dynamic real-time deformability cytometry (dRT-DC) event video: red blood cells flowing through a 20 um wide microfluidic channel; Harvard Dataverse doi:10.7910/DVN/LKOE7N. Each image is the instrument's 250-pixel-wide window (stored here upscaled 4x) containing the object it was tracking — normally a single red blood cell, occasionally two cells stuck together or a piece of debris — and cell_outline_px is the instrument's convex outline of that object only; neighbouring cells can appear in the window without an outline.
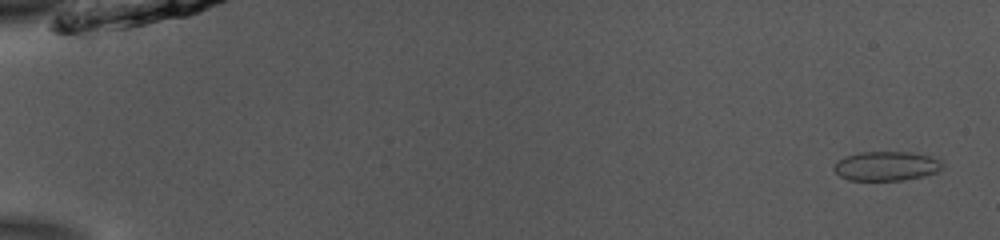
{"species": "common noctule bat (a hibernating species)", "species_latin": "Nyctalus noctula", "temperature_condition": "room temperature", "stored_images_in_passage": 53, "camera_frame_rate_fps": 3000, "um_per_image_px": 0.085, "animal": {"sex": "male", "body_mass_g": 13.0, "forearm_length_mm": 53.1}, "frame": {"image": 1, "passage_image": 2, "time_ms": 0.333, "image_size_px": [1000, 240], "cell_outline_px": [[944, 168], [936, 172], [924, 176], [904, 180], [848, 180], [840, 176], [832, 168], [836, 160], [860, 152], [912, 152], [944, 160]], "centroid_in_image_um": [75.37, 14.11], "position_along_channel_um": 9.6, "area_um2": 18.73}}
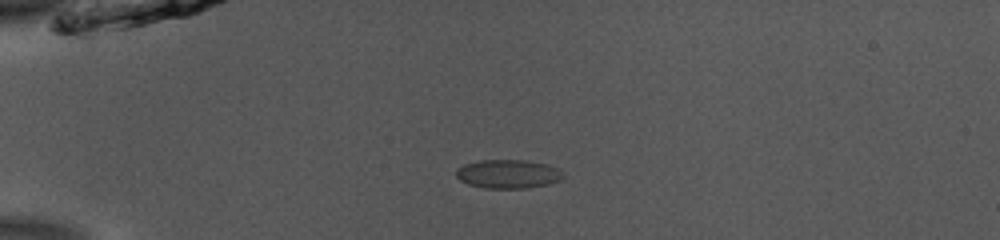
{"frame": {"image": 2, "passage_image": 14, "time_ms": 4.333, "image_size_px": [1000, 240], "cell_outline_px": [[564, 176], [560, 180], [548, 184], [528, 188], [484, 188], [468, 184], [460, 180], [456, 176], [456, 168], [464, 164], [476, 160], [524, 160], [548, 164], [564, 172]], "centroid_in_image_um": [43.18, 14.78], "position_along_channel_um": 41.8, "area_um2": 18.09}}
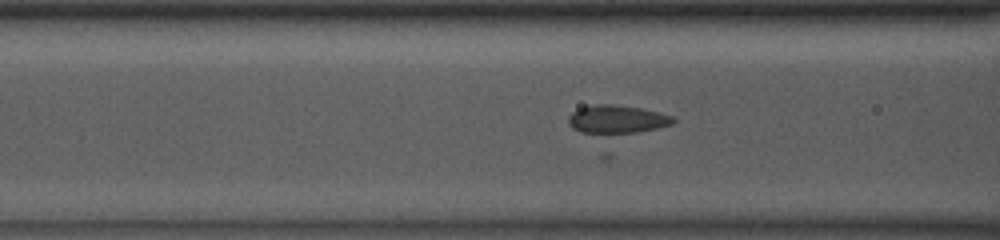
{"frame": {"image": 3, "passage_image": 22, "time_ms": 7.0, "image_size_px": [1000, 240], "cell_outline_px": [[676, 120], [672, 124], [656, 128], [636, 132], [580, 132], [572, 128], [568, 124], [568, 116], [572, 112], [580, 108], [592, 104], [612, 104], [640, 108], [660, 112], [672, 116]], "centroid_in_image_um": [52.42, 10.11], "position_along_channel_um": 114.2, "area_um2": 16.94}}